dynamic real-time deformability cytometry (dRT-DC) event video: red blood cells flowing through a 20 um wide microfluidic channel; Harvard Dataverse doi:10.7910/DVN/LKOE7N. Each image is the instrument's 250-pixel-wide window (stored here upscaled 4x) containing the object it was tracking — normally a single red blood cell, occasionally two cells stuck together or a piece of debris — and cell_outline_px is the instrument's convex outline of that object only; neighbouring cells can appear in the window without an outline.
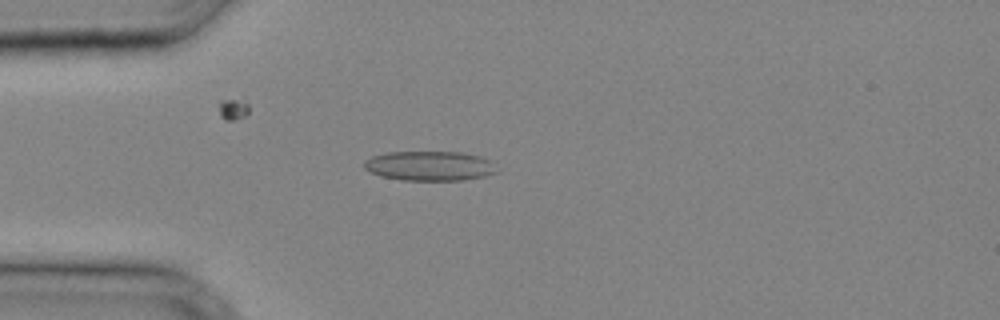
{"species": "common noctule bat (a hibernating species)", "species_latin": "Nyctalus noctula", "temperature_condition": "cold", "stored_images_in_passage": 32, "camera_frame_rate_fps": 3000, "um_per_image_px": 0.085, "animal": {"sex": "male", "body_mass_g": 20.4}, "frame": {"image": 1, "passage_image": 8, "time_ms": 2.333, "image_size_px": [1000, 320], "cell_outline_px": [[496, 172], [484, 176], [464, 180], [400, 180], [380, 176], [364, 168], [364, 160], [372, 156], [388, 152], [464, 152], [480, 156], [488, 160]], "centroid_in_image_um": [36.46, 14.1], "position_along_channel_um": 48.5, "area_um2": 22.72}}
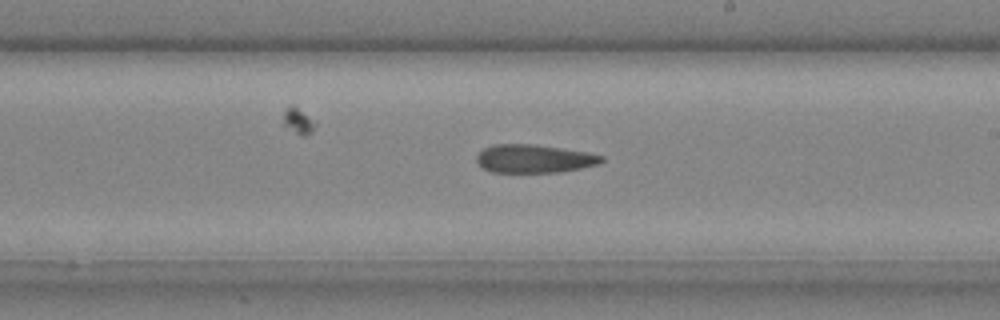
{"frame": {"image": 2, "passage_image": 19, "time_ms": 6.0, "image_size_px": [1000, 320], "cell_outline_px": [[604, 160], [600, 164], [560, 172], [492, 172], [476, 164], [476, 156], [484, 148], [496, 144], [536, 144], [588, 152], [604, 156]], "centroid_in_image_um": [45.41, 13.48], "position_along_channel_um": 243.6, "area_um2": 20.69}}
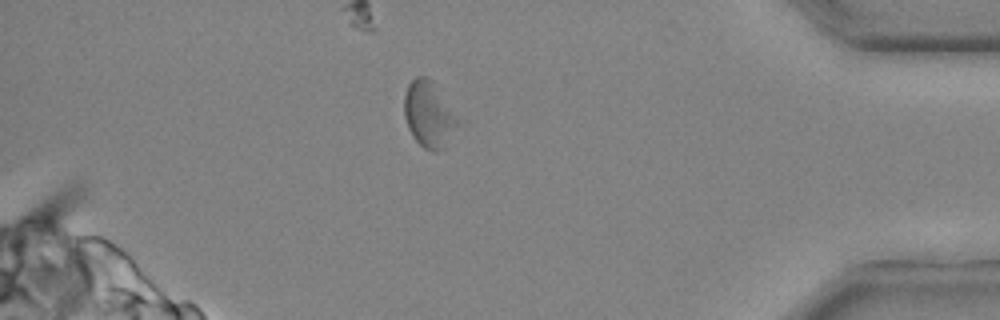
{"frame": {"image": 3, "passage_image": 29, "time_ms": 9.333, "image_size_px": [1000, 320], "cell_outline_px": [[460, 120], [444, 148], [436, 152], [432, 152], [424, 148], [412, 136], [408, 128], [404, 116], [404, 96], [408, 84], [416, 76], [428, 76], [432, 80]], "centroid_in_image_um": [36.44, 9.72], "position_along_channel_um": 398.8, "area_um2": 20.58}}